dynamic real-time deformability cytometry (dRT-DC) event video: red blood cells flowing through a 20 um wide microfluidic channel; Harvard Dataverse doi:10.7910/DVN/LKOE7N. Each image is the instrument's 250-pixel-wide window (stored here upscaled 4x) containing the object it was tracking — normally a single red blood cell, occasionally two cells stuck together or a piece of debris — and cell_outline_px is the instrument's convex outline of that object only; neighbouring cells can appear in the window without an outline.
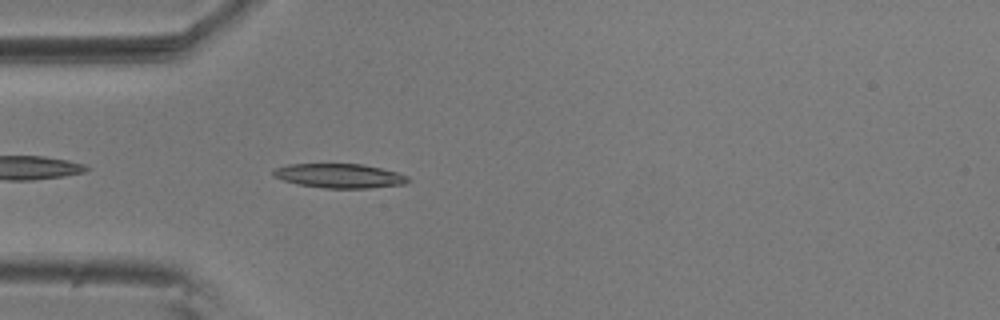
{"species": "common noctule bat (a hibernating species)", "species_latin": "Nyctalus noctula", "temperature_condition": "room temperature", "stored_images_in_passage": 42, "camera_frame_rate_fps": 3000, "um_per_image_px": 0.085, "animal": {"sex": "male", "body_mass_g": 20.5, "forearm_length_mm": 52.5}, "frame": {"image": 1, "passage_image": 3, "time_ms": 0.667, "image_size_px": [1000, 320], "cell_outline_px": [[408, 180], [404, 184], [368, 188], [324, 188], [296, 184], [272, 176], [272, 172], [276, 168], [288, 164], [364, 164], [396, 172], [408, 176]], "centroid_in_image_um": [28.82, 14.94], "position_along_channel_um": 56.2, "area_um2": 18.96}}
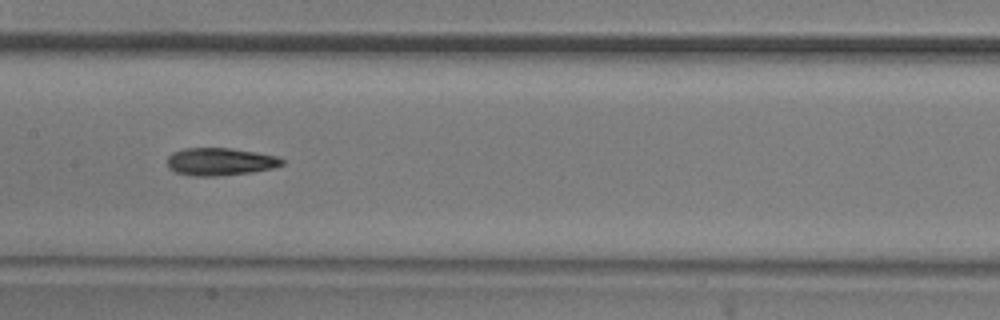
{"frame": {"image": 2, "passage_image": 14, "time_ms": 4.333, "image_size_px": [1000, 320], "cell_outline_px": [[284, 164], [272, 168], [252, 172], [216, 176], [192, 176], [176, 172], [168, 168], [168, 156], [172, 152], [184, 148], [232, 148], [256, 152], [276, 156], [284, 160]], "centroid_in_image_um": [18.7, 13.74], "position_along_channel_um": 188.7, "area_um2": 18.5}}
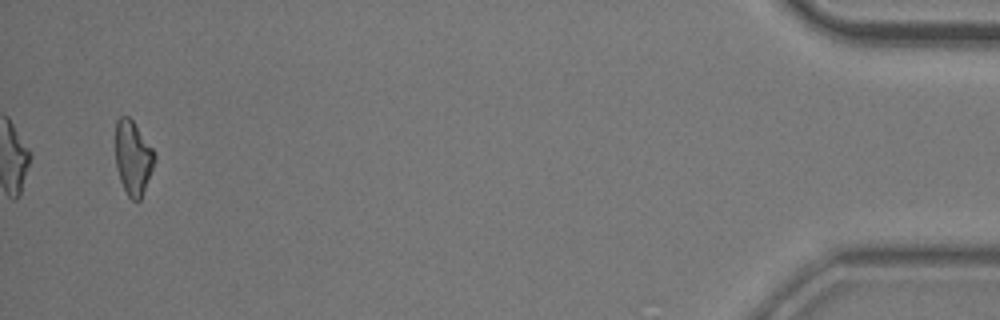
{"frame": {"image": 3, "passage_image": 40, "time_ms": 13.0, "image_size_px": [1000, 320], "cell_outline_px": [[156, 160], [140, 200], [132, 200], [128, 196], [120, 180], [116, 168], [116, 120], [120, 116], [128, 116], [132, 120], [156, 152]], "centroid_in_image_um": [11.32, 13.4], "position_along_channel_um": 423.9, "area_um2": 16.88}, "authors_computed_cell_mechanics": {"area_um2": 18.0625, "velocity_mm_per_s": 3.7013, "shape_relaxation_time_tau1_ms": 5.863, "shape_relaxation_time_tau2_ms": 5.5078, "deformation_change_tau1": 0.1771, "deformation_change_tau2": 0.1511}}